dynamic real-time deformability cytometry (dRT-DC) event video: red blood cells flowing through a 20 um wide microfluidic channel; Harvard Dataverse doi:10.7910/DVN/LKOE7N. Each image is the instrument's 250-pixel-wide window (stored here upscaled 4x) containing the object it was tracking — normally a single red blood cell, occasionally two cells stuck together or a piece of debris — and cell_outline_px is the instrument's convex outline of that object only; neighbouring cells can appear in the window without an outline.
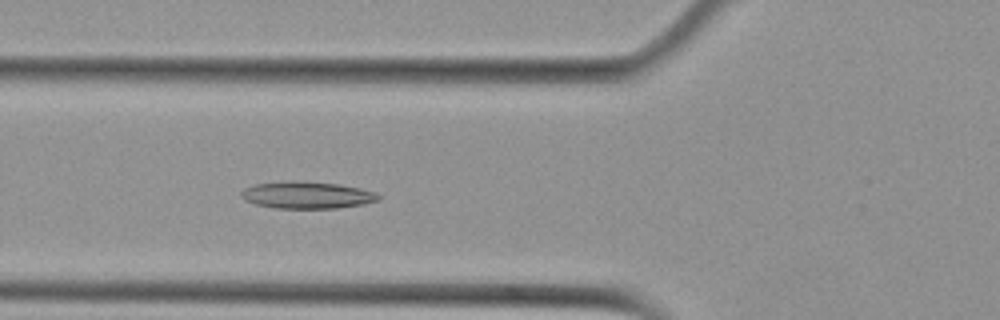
{"species": "Egyptian fruit bat (a non-hibernating species)", "species_latin": "Rousettus aegyptiacus", "temperature_condition": "cold", "stored_images_in_passage": 39, "camera_frame_rate_fps": 3000, "um_per_image_px": 0.085, "animal": {"sex": "female"}, "frame": {"image": 1, "passage_image": 5, "time_ms": 1.333, "image_size_px": [1000, 320], "cell_outline_px": [[380, 200], [364, 204], [336, 208], [276, 208], [256, 204], [244, 200], [240, 196], [240, 192], [244, 188], [256, 184], [292, 180], [296, 180], [336, 184], [360, 188], [376, 192], [380, 196]], "centroid_in_image_um": [26.09, 16.58], "position_along_channel_um": 99.7, "area_um2": 21.62}}
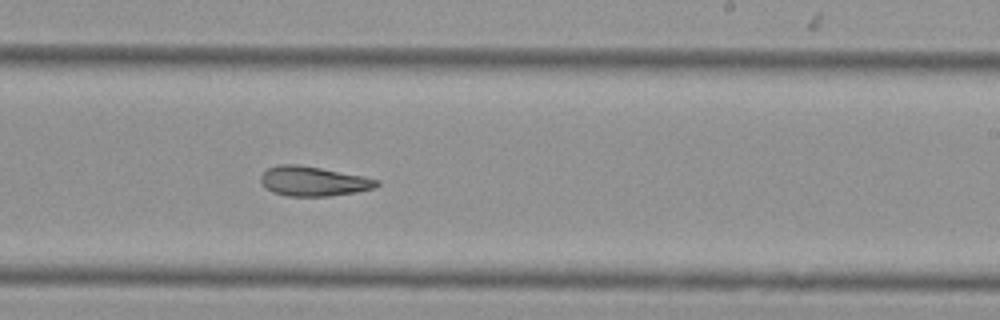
{"frame": {"image": 2, "passage_image": 18, "time_ms": 5.667, "image_size_px": [1000, 320], "cell_outline_px": [[380, 184], [376, 188], [356, 192], [328, 196], [288, 196], [272, 192], [260, 180], [260, 176], [268, 168], [280, 164], [296, 164], [320, 168], [364, 176], [380, 180]], "centroid_in_image_um": [26.67, 15.4], "position_along_channel_um": 262.3, "area_um2": 19.94}}
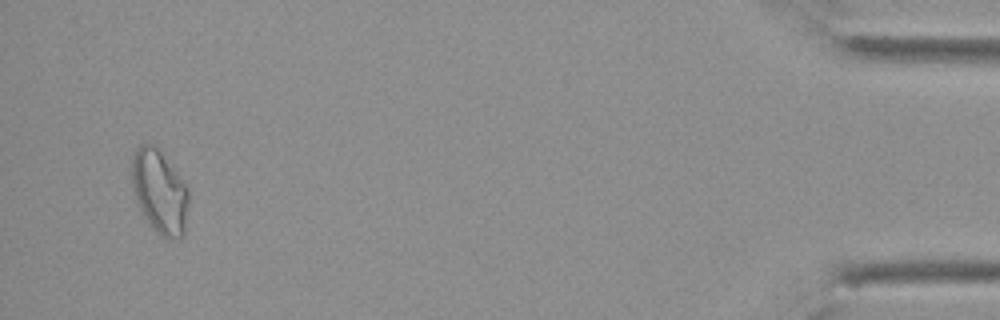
{"frame": {"image": 3, "passage_image": 37, "time_ms": 12.0, "image_size_px": [1000, 320], "cell_outline_px": [[188, 204], [184, 236], [168, 240], [160, 236], [148, 224], [136, 204], [132, 188], [132, 156], [136, 148], [140, 144], [152, 144], [160, 148], [188, 188]], "centroid_in_image_um": [13.55, 16.31], "position_along_channel_um": 421.7, "area_um2": 28.26}, "authors_computed_cell_mechanics": {"area_um2": 20.6924, "velocity_mm_per_s": 3.7583, "shape_relaxation_time_tau1_ms": null, "shape_relaxation_time_tau2_ms": 3.5353, "deformation_change_tau1": null, "deformation_change_tau2": 0.103}}